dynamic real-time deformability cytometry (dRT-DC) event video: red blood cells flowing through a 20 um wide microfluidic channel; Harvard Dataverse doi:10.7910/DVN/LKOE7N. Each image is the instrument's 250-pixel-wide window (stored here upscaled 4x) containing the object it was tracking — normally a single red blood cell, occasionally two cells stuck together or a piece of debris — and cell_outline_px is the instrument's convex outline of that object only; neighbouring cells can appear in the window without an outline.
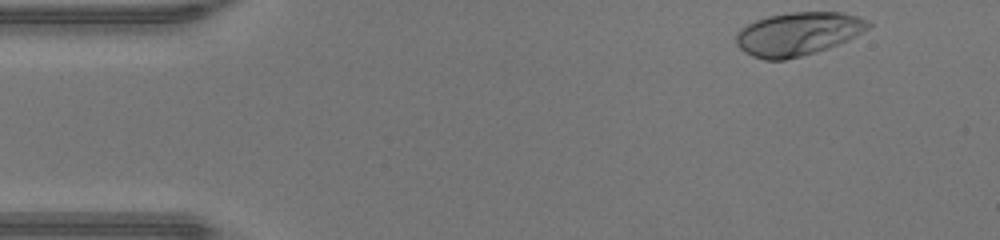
{"species": "human", "species_latin": "Homo sapiens", "temperature_condition": "warm", "stored_images_in_passage": 40, "camera_frame_rate_fps": 3000, "um_per_image_px": 0.085, "donor": {"sex": "male"}, "frame": {"image": 1, "passage_image": 1, "time_ms": 0.0, "image_size_px": [1000, 240], "cell_outline_px": [[872, 24], [868, 28], [848, 40], [828, 48], [816, 52], [784, 60], [764, 60], [752, 56], [744, 52], [736, 44], [736, 36], [740, 28], [756, 20], [768, 16], [792, 12], [840, 12], [856, 16], [868, 20]], "centroid_in_image_um": [67.81, 2.88], "position_along_channel_um": 17.2, "area_um2": 33.23}}
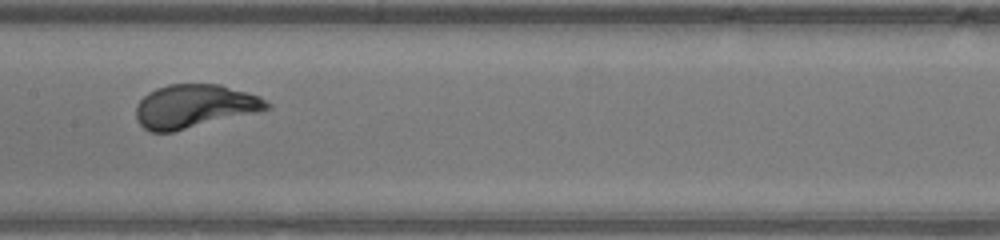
{"frame": {"image": 2, "passage_image": 20, "time_ms": 6.333, "image_size_px": [1000, 240], "cell_outline_px": [[272, 108], [256, 112], [172, 132], [148, 132], [140, 124], [136, 116], [136, 104], [148, 92], [156, 88], [168, 84], [220, 84], [260, 96], [272, 104]], "centroid_in_image_um": [16.52, 9.02], "position_along_channel_um": 190.9, "area_um2": 33.12}}
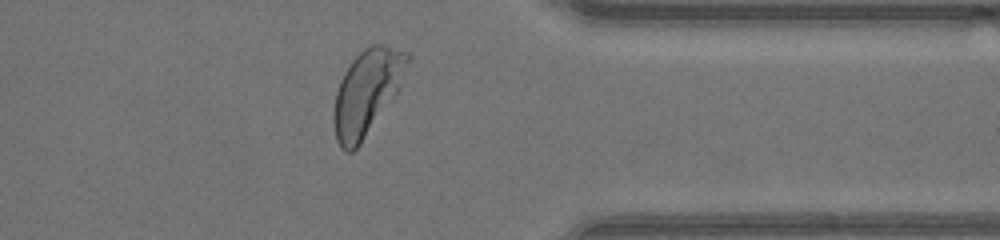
{"frame": {"image": 3, "passage_image": 34, "time_ms": 11.0, "image_size_px": [1000, 240], "cell_outline_px": [[412, 56], [400, 92], [360, 144], [352, 152], [344, 152], [340, 148], [336, 140], [332, 120], [332, 112], [336, 92], [340, 80], [348, 64], [364, 48], [372, 44], [384, 44], [408, 52]], "centroid_in_image_um": [31.22, 7.85], "position_along_channel_um": 380.2, "area_um2": 37.69}, "authors_computed_cell_mechanics": {"area_um2": 32.6859, "velocity_mm_per_s": 4.2999, "shape_relaxation_time_tau1_ms": 1.4111, "shape_relaxation_time_tau2_ms": null, "deformation_change_tau1": 0.1665, "deformation_change_tau2": null}}